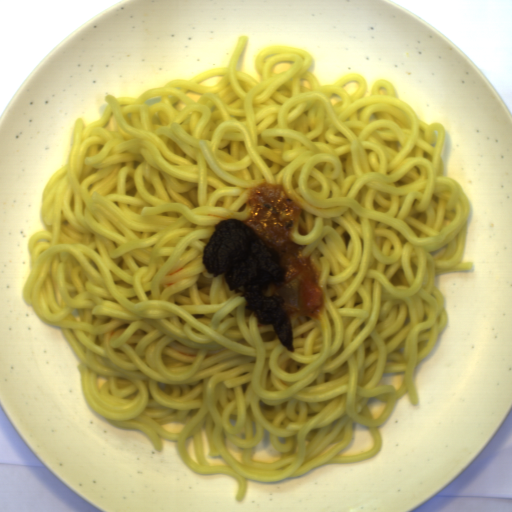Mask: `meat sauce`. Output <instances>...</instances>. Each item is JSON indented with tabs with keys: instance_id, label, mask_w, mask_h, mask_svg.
Wrapping results in <instances>:
<instances>
[{
	"instance_id": "meat-sauce-1",
	"label": "meat sauce",
	"mask_w": 512,
	"mask_h": 512,
	"mask_svg": "<svg viewBox=\"0 0 512 512\" xmlns=\"http://www.w3.org/2000/svg\"><path fill=\"white\" fill-rule=\"evenodd\" d=\"M247 219L226 218L215 224L202 251V265L212 278L222 274L234 294L241 293L259 323L272 325L291 353L292 323L301 317L321 319L326 292L317 282L320 271L306 246L290 239L302 208L282 183L260 181L246 195Z\"/></svg>"
}]
</instances>
